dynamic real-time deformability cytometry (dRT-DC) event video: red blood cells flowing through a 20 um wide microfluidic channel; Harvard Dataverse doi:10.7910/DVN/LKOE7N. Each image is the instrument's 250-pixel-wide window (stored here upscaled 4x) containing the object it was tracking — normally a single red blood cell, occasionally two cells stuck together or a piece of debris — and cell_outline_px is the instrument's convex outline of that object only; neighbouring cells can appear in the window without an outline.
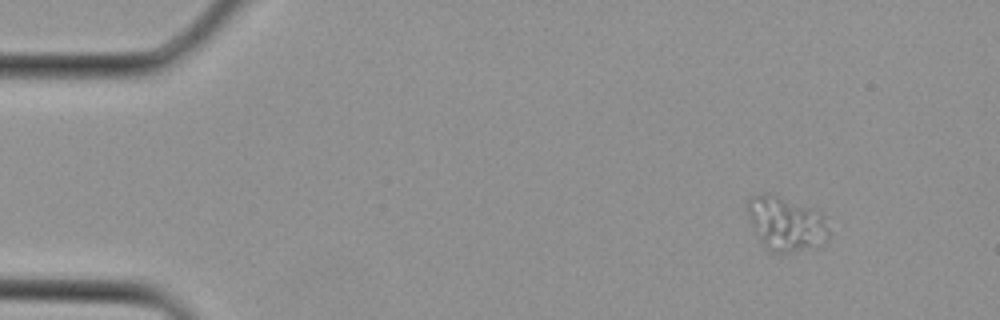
{"species": "Egyptian fruit bat (a non-hibernating species)", "species_latin": "Rousettus aegyptiacus", "temperature_condition": "cold", "stored_images_in_passage": 3, "camera_frame_rate_fps": 3000, "um_per_image_px": 0.085, "animal": {"sex": "female"}, "frame": {"image": 1, "passage_image": 1, "time_ms": 0.0, "image_size_px": [1000, 320], "cell_outline_px": [[828, 236], [824, 244], [788, 252], [768, 252], [764, 248], [744, 208], [748, 200], [752, 196], [764, 192], [768, 192], [820, 212], [824, 216], [828, 232]], "centroid_in_image_um": [66.76, 19.0], "position_along_channel_um": 18.2, "area_um2": 25.49}}
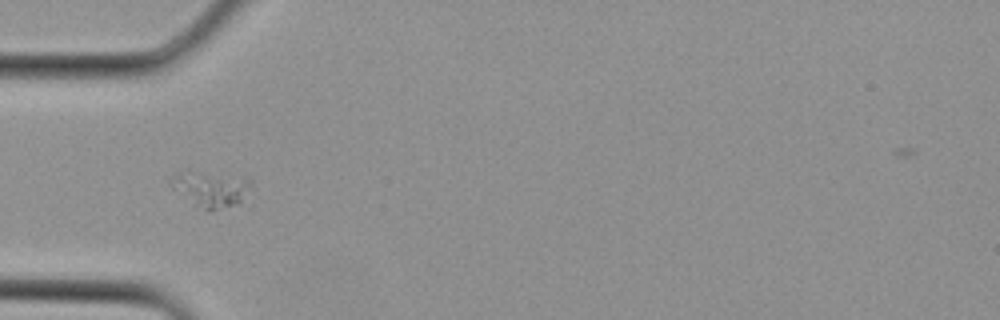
{"frame": {"image": 2, "passage_image": 3, "time_ms": 0.667, "image_size_px": [1000, 320], "cell_outline_px": [[252, 184], [240, 200], [232, 204], [208, 212], [172, 188], [172, 176], [188, 168], [244, 176], [252, 180]], "centroid_in_image_um": [17.91, 15.96], "position_along_channel_um": 67.1, "area_um2": 16.65}}